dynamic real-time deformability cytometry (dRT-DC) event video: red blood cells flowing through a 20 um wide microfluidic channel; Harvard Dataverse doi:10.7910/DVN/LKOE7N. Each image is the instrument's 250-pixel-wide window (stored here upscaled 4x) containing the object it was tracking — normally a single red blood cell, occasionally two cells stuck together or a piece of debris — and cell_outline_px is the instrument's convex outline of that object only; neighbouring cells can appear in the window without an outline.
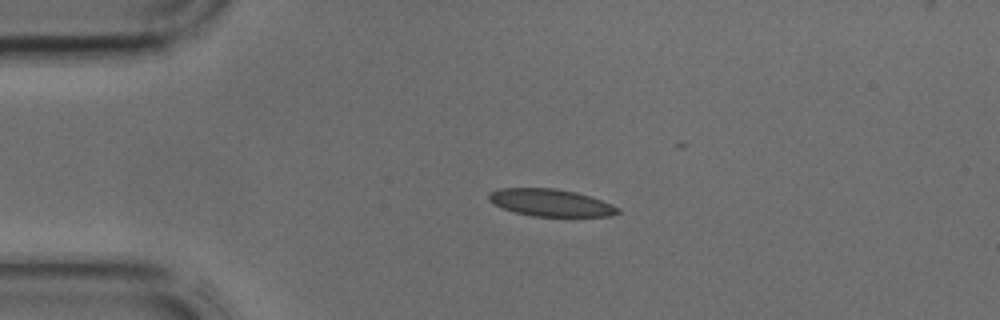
{"species": "common noctule bat (a hibernating species)", "species_latin": "Nyctalus noctula", "temperature_condition": "cold", "stored_images_in_passage": 25, "camera_frame_rate_fps": 3000, "um_per_image_px": 0.085, "animal": {"sex": "male", "body_mass_g": 17.9, "forearm_length_mm": 54.2}, "frame": {"image": 1, "passage_image": 1, "time_ms": 0.0, "image_size_px": [1000, 320], "cell_outline_px": [[620, 212], [612, 216], [532, 216], [516, 212], [492, 204], [488, 200], [488, 196], [492, 192], [500, 188], [556, 188], [576, 192], [612, 204], [620, 208]], "centroid_in_image_um": [46.81, 17.23], "position_along_channel_um": 38.2, "area_um2": 20.35}}
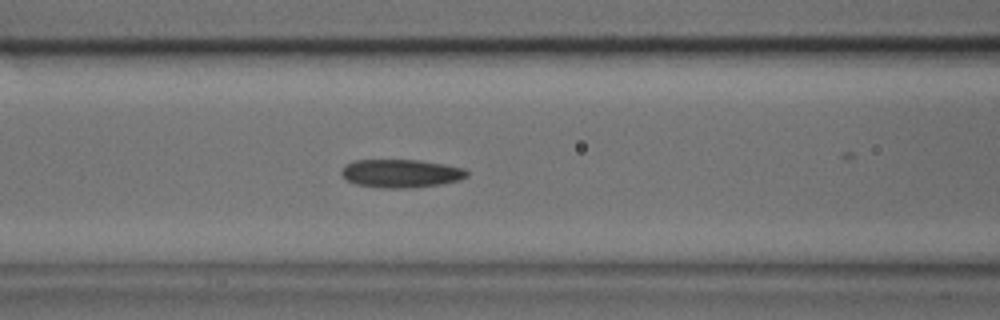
{"frame": {"image": 2, "passage_image": 9, "time_ms": 2.667, "image_size_px": [1000, 320], "cell_outline_px": [[468, 176], [460, 180], [440, 184], [412, 188], [380, 188], [356, 184], [348, 180], [340, 172], [344, 164], [352, 160], [416, 160], [444, 164], [464, 168], [468, 172]], "centroid_in_image_um": [34.07, 14.74], "position_along_channel_um": 132.5, "area_um2": 20.75}}
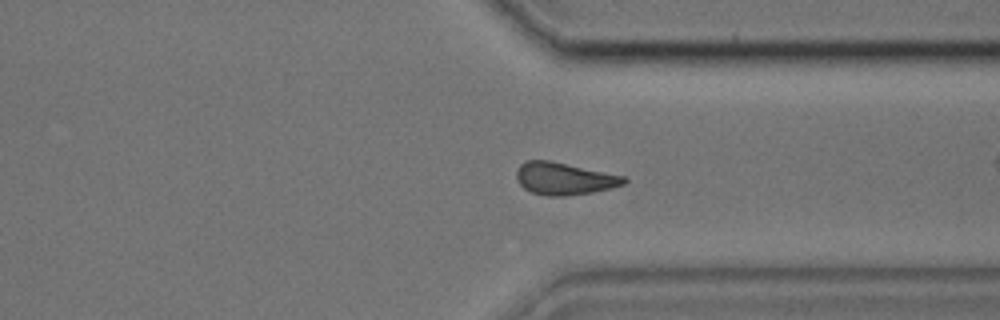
{"frame": {"image": 3, "passage_image": 24, "time_ms": 7.667, "image_size_px": [1000, 320], "cell_outline_px": [[628, 180], [624, 184], [612, 188], [592, 192], [564, 196], [548, 196], [532, 192], [524, 188], [516, 180], [516, 168], [524, 160], [552, 160], [624, 176]], "centroid_in_image_um": [47.93, 15.17], "position_along_channel_um": 363.5, "area_um2": 20.4}}